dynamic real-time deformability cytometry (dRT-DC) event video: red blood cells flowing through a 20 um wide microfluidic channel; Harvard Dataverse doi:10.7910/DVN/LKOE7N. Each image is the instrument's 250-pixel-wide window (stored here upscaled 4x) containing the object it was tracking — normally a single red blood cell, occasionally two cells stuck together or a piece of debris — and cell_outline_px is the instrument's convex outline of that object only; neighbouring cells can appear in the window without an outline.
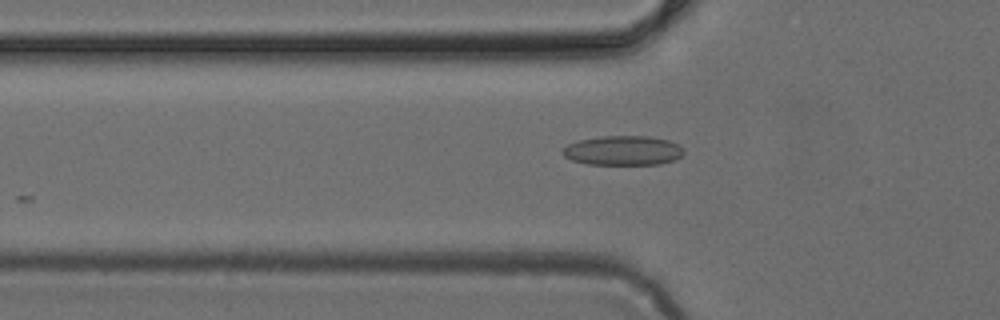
{"species": "common noctule bat (a hibernating species)", "species_latin": "Nyctalus noctula", "temperature_condition": "cold", "stored_images_in_passage": 27, "camera_frame_rate_fps": 3000, "um_per_image_px": 0.085, "animal": {"sex": "female", "body_mass_g": 24.6, "forearm_length_mm": 56.2}, "frame": {"image": 1, "passage_image": 5, "time_ms": 1.333, "image_size_px": [1000, 320], "cell_outline_px": [[684, 152], [680, 156], [672, 160], [660, 164], [588, 164], [572, 160], [564, 156], [560, 152], [568, 144], [580, 140], [604, 136], [648, 136], [668, 140], [680, 144], [684, 148]], "centroid_in_image_um": [52.97, 12.79], "position_along_channel_um": 72.8, "area_um2": 20.75}}
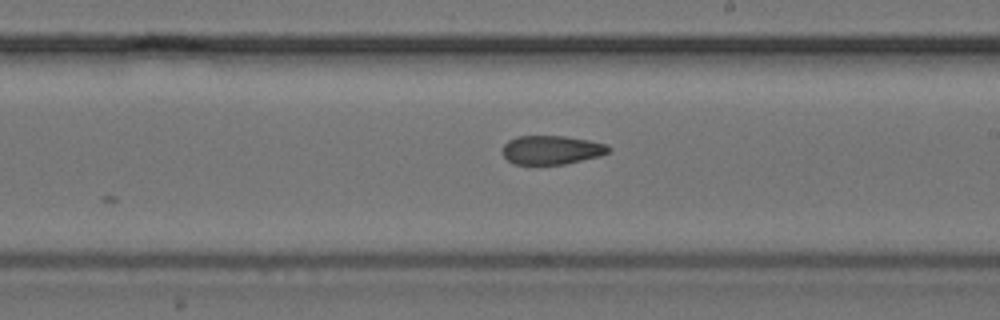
{"frame": {"image": 2, "passage_image": 17, "time_ms": 5.333, "image_size_px": [1000, 320], "cell_outline_px": [[612, 148], [608, 152], [600, 156], [564, 164], [512, 164], [504, 156], [504, 144], [508, 140], [516, 136], [564, 136], [588, 140], [608, 144]], "centroid_in_image_um": [46.9, 12.74], "position_along_channel_um": 242.1, "area_um2": 17.8}}
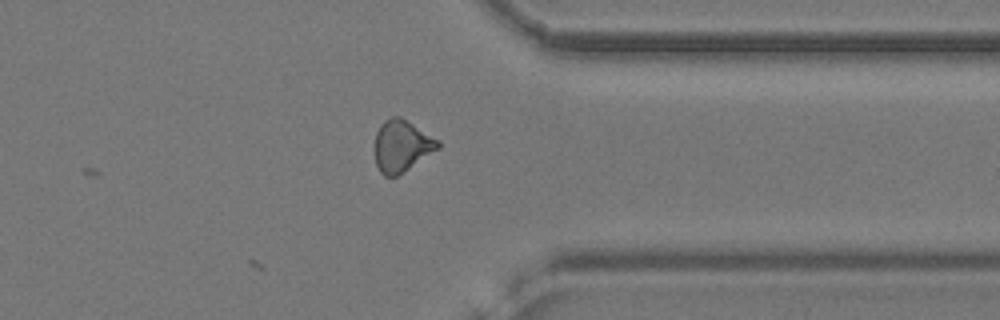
{"frame": {"image": 3, "passage_image": 27, "time_ms": 8.667, "image_size_px": [1000, 320], "cell_outline_px": [[440, 148], [396, 176], [384, 176], [380, 172], [376, 164], [376, 132], [380, 124], [384, 120], [392, 116], [400, 116], [440, 140]], "centroid_in_image_um": [34.16, 12.38], "position_along_channel_um": 377.2, "area_um2": 18.9}}